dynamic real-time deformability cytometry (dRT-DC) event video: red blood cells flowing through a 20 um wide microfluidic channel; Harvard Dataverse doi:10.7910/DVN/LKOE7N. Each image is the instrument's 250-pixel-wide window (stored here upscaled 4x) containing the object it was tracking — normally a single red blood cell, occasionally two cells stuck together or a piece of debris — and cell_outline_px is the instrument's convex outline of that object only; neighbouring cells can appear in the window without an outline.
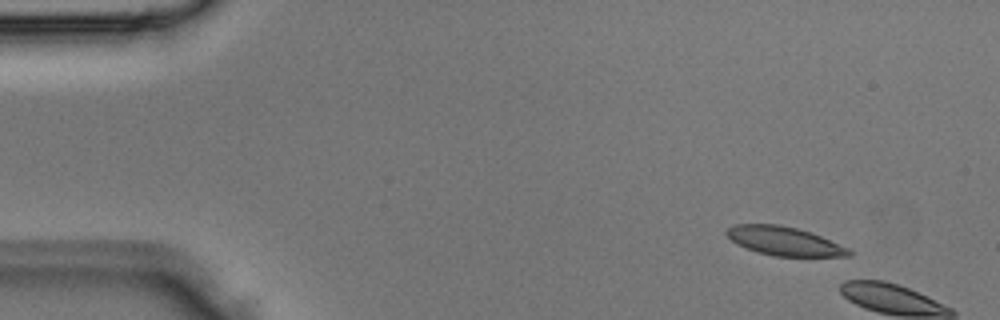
{"species": "Egyptian fruit bat (a non-hibernating species)", "species_latin": "Rousettus aegyptiacus", "temperature_condition": "room temperature", "stored_images_in_passage": 2, "camera_frame_rate_fps": 3000, "um_per_image_px": 0.085, "animal": {"sex": "male"}, "frame": {"image": 1, "passage_image": 1, "time_ms": 0.0, "image_size_px": [1000, 320], "cell_outline_px": [[852, 256], [772, 256], [756, 252], [736, 244], [724, 232], [732, 224], [780, 224], [812, 232], [848, 248], [852, 252]], "centroid_in_image_um": [66.63, 20.49], "position_along_channel_um": 18.4, "area_um2": 20.58}}